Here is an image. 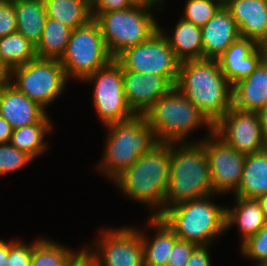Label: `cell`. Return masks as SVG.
Here are the masks:
<instances>
[{
  "label": "cell",
  "instance_id": "cell-1",
  "mask_svg": "<svg viewBox=\"0 0 267 266\" xmlns=\"http://www.w3.org/2000/svg\"><path fill=\"white\" fill-rule=\"evenodd\" d=\"M174 87L214 126L232 107V89L217 59L180 62Z\"/></svg>",
  "mask_w": 267,
  "mask_h": 266
},
{
  "label": "cell",
  "instance_id": "cell-2",
  "mask_svg": "<svg viewBox=\"0 0 267 266\" xmlns=\"http://www.w3.org/2000/svg\"><path fill=\"white\" fill-rule=\"evenodd\" d=\"M170 176V143L156 144L112 181L129 199L147 205L152 217L164 212V198Z\"/></svg>",
  "mask_w": 267,
  "mask_h": 266
},
{
  "label": "cell",
  "instance_id": "cell-3",
  "mask_svg": "<svg viewBox=\"0 0 267 266\" xmlns=\"http://www.w3.org/2000/svg\"><path fill=\"white\" fill-rule=\"evenodd\" d=\"M215 194L204 142L170 143V176L164 211L177 204Z\"/></svg>",
  "mask_w": 267,
  "mask_h": 266
},
{
  "label": "cell",
  "instance_id": "cell-4",
  "mask_svg": "<svg viewBox=\"0 0 267 266\" xmlns=\"http://www.w3.org/2000/svg\"><path fill=\"white\" fill-rule=\"evenodd\" d=\"M104 128L108 133L97 170L111 181L159 143L144 115L110 123Z\"/></svg>",
  "mask_w": 267,
  "mask_h": 266
},
{
  "label": "cell",
  "instance_id": "cell-5",
  "mask_svg": "<svg viewBox=\"0 0 267 266\" xmlns=\"http://www.w3.org/2000/svg\"><path fill=\"white\" fill-rule=\"evenodd\" d=\"M214 195L218 194L177 204L159 217L178 239L212 247L211 243L226 233V206L212 202Z\"/></svg>",
  "mask_w": 267,
  "mask_h": 266
},
{
  "label": "cell",
  "instance_id": "cell-6",
  "mask_svg": "<svg viewBox=\"0 0 267 266\" xmlns=\"http://www.w3.org/2000/svg\"><path fill=\"white\" fill-rule=\"evenodd\" d=\"M158 142L185 143L195 129H208L213 125L200 110L175 87L160 97L144 114Z\"/></svg>",
  "mask_w": 267,
  "mask_h": 266
},
{
  "label": "cell",
  "instance_id": "cell-7",
  "mask_svg": "<svg viewBox=\"0 0 267 266\" xmlns=\"http://www.w3.org/2000/svg\"><path fill=\"white\" fill-rule=\"evenodd\" d=\"M156 5L135 3L132 7L111 12H92L98 22L107 51L113 59L129 47L148 40L159 30L153 15Z\"/></svg>",
  "mask_w": 267,
  "mask_h": 266
},
{
  "label": "cell",
  "instance_id": "cell-8",
  "mask_svg": "<svg viewBox=\"0 0 267 266\" xmlns=\"http://www.w3.org/2000/svg\"><path fill=\"white\" fill-rule=\"evenodd\" d=\"M112 59L100 26L93 18L87 24L72 30L65 53L59 61L68 80L73 78L82 82Z\"/></svg>",
  "mask_w": 267,
  "mask_h": 266
},
{
  "label": "cell",
  "instance_id": "cell-9",
  "mask_svg": "<svg viewBox=\"0 0 267 266\" xmlns=\"http://www.w3.org/2000/svg\"><path fill=\"white\" fill-rule=\"evenodd\" d=\"M68 79L59 60L36 58L12 69L11 84L45 110L63 94Z\"/></svg>",
  "mask_w": 267,
  "mask_h": 266
},
{
  "label": "cell",
  "instance_id": "cell-10",
  "mask_svg": "<svg viewBox=\"0 0 267 266\" xmlns=\"http://www.w3.org/2000/svg\"><path fill=\"white\" fill-rule=\"evenodd\" d=\"M83 82L94 85V110L103 126L125 121L136 115L126 101L122 67L115 59L87 76Z\"/></svg>",
  "mask_w": 267,
  "mask_h": 266
},
{
  "label": "cell",
  "instance_id": "cell-11",
  "mask_svg": "<svg viewBox=\"0 0 267 266\" xmlns=\"http://www.w3.org/2000/svg\"><path fill=\"white\" fill-rule=\"evenodd\" d=\"M115 60L125 70L164 76L173 85L180 67V61L160 30L145 42L127 48Z\"/></svg>",
  "mask_w": 267,
  "mask_h": 266
},
{
  "label": "cell",
  "instance_id": "cell-12",
  "mask_svg": "<svg viewBox=\"0 0 267 266\" xmlns=\"http://www.w3.org/2000/svg\"><path fill=\"white\" fill-rule=\"evenodd\" d=\"M98 236L93 246H84L98 266H145L143 246L136 226L103 228Z\"/></svg>",
  "mask_w": 267,
  "mask_h": 266
},
{
  "label": "cell",
  "instance_id": "cell-13",
  "mask_svg": "<svg viewBox=\"0 0 267 266\" xmlns=\"http://www.w3.org/2000/svg\"><path fill=\"white\" fill-rule=\"evenodd\" d=\"M213 132L226 144L245 155L267 147L256 111H243L232 106L213 126Z\"/></svg>",
  "mask_w": 267,
  "mask_h": 266
},
{
  "label": "cell",
  "instance_id": "cell-14",
  "mask_svg": "<svg viewBox=\"0 0 267 266\" xmlns=\"http://www.w3.org/2000/svg\"><path fill=\"white\" fill-rule=\"evenodd\" d=\"M202 141L209 163L213 192L218 196L235 192L241 182L246 155L226 144L214 132L209 133Z\"/></svg>",
  "mask_w": 267,
  "mask_h": 266
},
{
  "label": "cell",
  "instance_id": "cell-15",
  "mask_svg": "<svg viewBox=\"0 0 267 266\" xmlns=\"http://www.w3.org/2000/svg\"><path fill=\"white\" fill-rule=\"evenodd\" d=\"M123 91L129 107L136 115H143L174 85L164 76L128 71L122 68Z\"/></svg>",
  "mask_w": 267,
  "mask_h": 266
},
{
  "label": "cell",
  "instance_id": "cell-16",
  "mask_svg": "<svg viewBox=\"0 0 267 266\" xmlns=\"http://www.w3.org/2000/svg\"><path fill=\"white\" fill-rule=\"evenodd\" d=\"M266 58L264 45H258L254 40L239 37L217 59L225 78L233 87L239 81L248 77Z\"/></svg>",
  "mask_w": 267,
  "mask_h": 266
},
{
  "label": "cell",
  "instance_id": "cell-17",
  "mask_svg": "<svg viewBox=\"0 0 267 266\" xmlns=\"http://www.w3.org/2000/svg\"><path fill=\"white\" fill-rule=\"evenodd\" d=\"M236 22L240 37L267 43V0H229L225 6Z\"/></svg>",
  "mask_w": 267,
  "mask_h": 266
},
{
  "label": "cell",
  "instance_id": "cell-18",
  "mask_svg": "<svg viewBox=\"0 0 267 266\" xmlns=\"http://www.w3.org/2000/svg\"><path fill=\"white\" fill-rule=\"evenodd\" d=\"M201 31L203 58L209 59H218L240 37L239 28L225 6L201 27Z\"/></svg>",
  "mask_w": 267,
  "mask_h": 266
},
{
  "label": "cell",
  "instance_id": "cell-19",
  "mask_svg": "<svg viewBox=\"0 0 267 266\" xmlns=\"http://www.w3.org/2000/svg\"><path fill=\"white\" fill-rule=\"evenodd\" d=\"M47 110L30 100L12 84L0 92V115L14 129L39 123Z\"/></svg>",
  "mask_w": 267,
  "mask_h": 266
},
{
  "label": "cell",
  "instance_id": "cell-20",
  "mask_svg": "<svg viewBox=\"0 0 267 266\" xmlns=\"http://www.w3.org/2000/svg\"><path fill=\"white\" fill-rule=\"evenodd\" d=\"M232 106L243 111H256L267 106V58L232 89Z\"/></svg>",
  "mask_w": 267,
  "mask_h": 266
},
{
  "label": "cell",
  "instance_id": "cell-21",
  "mask_svg": "<svg viewBox=\"0 0 267 266\" xmlns=\"http://www.w3.org/2000/svg\"><path fill=\"white\" fill-rule=\"evenodd\" d=\"M147 227L153 228L156 232L154 233L155 236L152 235V238L143 230L140 231L138 227L136 228L140 233L143 246L144 265L166 266L173 245L178 240V237L160 217H152L150 215L147 220Z\"/></svg>",
  "mask_w": 267,
  "mask_h": 266
},
{
  "label": "cell",
  "instance_id": "cell-22",
  "mask_svg": "<svg viewBox=\"0 0 267 266\" xmlns=\"http://www.w3.org/2000/svg\"><path fill=\"white\" fill-rule=\"evenodd\" d=\"M234 198V206H226V231L236 225L242 235V244L255 235L265 225L266 220L257 199L236 196Z\"/></svg>",
  "mask_w": 267,
  "mask_h": 266
},
{
  "label": "cell",
  "instance_id": "cell-23",
  "mask_svg": "<svg viewBox=\"0 0 267 266\" xmlns=\"http://www.w3.org/2000/svg\"><path fill=\"white\" fill-rule=\"evenodd\" d=\"M159 30L164 34L180 62L203 59V41L201 27L180 17L171 31V36L159 24Z\"/></svg>",
  "mask_w": 267,
  "mask_h": 266
},
{
  "label": "cell",
  "instance_id": "cell-24",
  "mask_svg": "<svg viewBox=\"0 0 267 266\" xmlns=\"http://www.w3.org/2000/svg\"><path fill=\"white\" fill-rule=\"evenodd\" d=\"M267 194V147L246 155L241 182L234 192L236 197L257 199Z\"/></svg>",
  "mask_w": 267,
  "mask_h": 266
},
{
  "label": "cell",
  "instance_id": "cell-25",
  "mask_svg": "<svg viewBox=\"0 0 267 266\" xmlns=\"http://www.w3.org/2000/svg\"><path fill=\"white\" fill-rule=\"evenodd\" d=\"M14 10L17 32L37 46L47 17L43 0H19L14 2Z\"/></svg>",
  "mask_w": 267,
  "mask_h": 266
},
{
  "label": "cell",
  "instance_id": "cell-26",
  "mask_svg": "<svg viewBox=\"0 0 267 266\" xmlns=\"http://www.w3.org/2000/svg\"><path fill=\"white\" fill-rule=\"evenodd\" d=\"M53 129V123L47 114L39 123L14 129L10 143L35 160L48 149L44 138L47 134L50 135Z\"/></svg>",
  "mask_w": 267,
  "mask_h": 266
},
{
  "label": "cell",
  "instance_id": "cell-27",
  "mask_svg": "<svg viewBox=\"0 0 267 266\" xmlns=\"http://www.w3.org/2000/svg\"><path fill=\"white\" fill-rule=\"evenodd\" d=\"M72 30L60 21L46 17L41 40L36 46L37 57L60 60L65 53Z\"/></svg>",
  "mask_w": 267,
  "mask_h": 266
},
{
  "label": "cell",
  "instance_id": "cell-28",
  "mask_svg": "<svg viewBox=\"0 0 267 266\" xmlns=\"http://www.w3.org/2000/svg\"><path fill=\"white\" fill-rule=\"evenodd\" d=\"M47 17L56 19L71 29L87 24L92 8L81 0H43Z\"/></svg>",
  "mask_w": 267,
  "mask_h": 266
},
{
  "label": "cell",
  "instance_id": "cell-29",
  "mask_svg": "<svg viewBox=\"0 0 267 266\" xmlns=\"http://www.w3.org/2000/svg\"><path fill=\"white\" fill-rule=\"evenodd\" d=\"M37 58L36 46L18 32L0 38V61L11 69Z\"/></svg>",
  "mask_w": 267,
  "mask_h": 266
},
{
  "label": "cell",
  "instance_id": "cell-30",
  "mask_svg": "<svg viewBox=\"0 0 267 266\" xmlns=\"http://www.w3.org/2000/svg\"><path fill=\"white\" fill-rule=\"evenodd\" d=\"M77 253L73 249L57 243L55 240L42 237L33 241L31 266H66Z\"/></svg>",
  "mask_w": 267,
  "mask_h": 266
},
{
  "label": "cell",
  "instance_id": "cell-31",
  "mask_svg": "<svg viewBox=\"0 0 267 266\" xmlns=\"http://www.w3.org/2000/svg\"><path fill=\"white\" fill-rule=\"evenodd\" d=\"M182 19L196 26H204L222 7L212 0H186Z\"/></svg>",
  "mask_w": 267,
  "mask_h": 266
},
{
  "label": "cell",
  "instance_id": "cell-32",
  "mask_svg": "<svg viewBox=\"0 0 267 266\" xmlns=\"http://www.w3.org/2000/svg\"><path fill=\"white\" fill-rule=\"evenodd\" d=\"M240 246L243 256L251 262L254 261L253 266H265L267 264V221L255 235L249 237Z\"/></svg>",
  "mask_w": 267,
  "mask_h": 266
},
{
  "label": "cell",
  "instance_id": "cell-33",
  "mask_svg": "<svg viewBox=\"0 0 267 266\" xmlns=\"http://www.w3.org/2000/svg\"><path fill=\"white\" fill-rule=\"evenodd\" d=\"M33 161L30 155L18 150L10 142L0 143V177L22 170Z\"/></svg>",
  "mask_w": 267,
  "mask_h": 266
},
{
  "label": "cell",
  "instance_id": "cell-34",
  "mask_svg": "<svg viewBox=\"0 0 267 266\" xmlns=\"http://www.w3.org/2000/svg\"><path fill=\"white\" fill-rule=\"evenodd\" d=\"M33 242L26 244L20 239L9 241V254L7 266H31Z\"/></svg>",
  "mask_w": 267,
  "mask_h": 266
},
{
  "label": "cell",
  "instance_id": "cell-35",
  "mask_svg": "<svg viewBox=\"0 0 267 266\" xmlns=\"http://www.w3.org/2000/svg\"><path fill=\"white\" fill-rule=\"evenodd\" d=\"M198 245L178 239L172 248L166 266H186L192 252Z\"/></svg>",
  "mask_w": 267,
  "mask_h": 266
},
{
  "label": "cell",
  "instance_id": "cell-36",
  "mask_svg": "<svg viewBox=\"0 0 267 266\" xmlns=\"http://www.w3.org/2000/svg\"><path fill=\"white\" fill-rule=\"evenodd\" d=\"M17 32L14 3L0 1V38Z\"/></svg>",
  "mask_w": 267,
  "mask_h": 266
},
{
  "label": "cell",
  "instance_id": "cell-37",
  "mask_svg": "<svg viewBox=\"0 0 267 266\" xmlns=\"http://www.w3.org/2000/svg\"><path fill=\"white\" fill-rule=\"evenodd\" d=\"M135 3L134 0H97L92 12H111L128 9Z\"/></svg>",
  "mask_w": 267,
  "mask_h": 266
},
{
  "label": "cell",
  "instance_id": "cell-38",
  "mask_svg": "<svg viewBox=\"0 0 267 266\" xmlns=\"http://www.w3.org/2000/svg\"><path fill=\"white\" fill-rule=\"evenodd\" d=\"M210 245H198L192 252L186 266H211Z\"/></svg>",
  "mask_w": 267,
  "mask_h": 266
},
{
  "label": "cell",
  "instance_id": "cell-39",
  "mask_svg": "<svg viewBox=\"0 0 267 266\" xmlns=\"http://www.w3.org/2000/svg\"><path fill=\"white\" fill-rule=\"evenodd\" d=\"M80 250V251H79ZM78 252L70 259L66 266H98L95 258L83 246L79 248Z\"/></svg>",
  "mask_w": 267,
  "mask_h": 266
},
{
  "label": "cell",
  "instance_id": "cell-40",
  "mask_svg": "<svg viewBox=\"0 0 267 266\" xmlns=\"http://www.w3.org/2000/svg\"><path fill=\"white\" fill-rule=\"evenodd\" d=\"M12 69L0 61V92L11 85Z\"/></svg>",
  "mask_w": 267,
  "mask_h": 266
},
{
  "label": "cell",
  "instance_id": "cell-41",
  "mask_svg": "<svg viewBox=\"0 0 267 266\" xmlns=\"http://www.w3.org/2000/svg\"><path fill=\"white\" fill-rule=\"evenodd\" d=\"M12 133L13 128L7 120L0 115V143L10 142Z\"/></svg>",
  "mask_w": 267,
  "mask_h": 266
},
{
  "label": "cell",
  "instance_id": "cell-42",
  "mask_svg": "<svg viewBox=\"0 0 267 266\" xmlns=\"http://www.w3.org/2000/svg\"><path fill=\"white\" fill-rule=\"evenodd\" d=\"M9 254V241L0 239V266H7Z\"/></svg>",
  "mask_w": 267,
  "mask_h": 266
},
{
  "label": "cell",
  "instance_id": "cell-43",
  "mask_svg": "<svg viewBox=\"0 0 267 266\" xmlns=\"http://www.w3.org/2000/svg\"><path fill=\"white\" fill-rule=\"evenodd\" d=\"M260 122L262 126V132L267 140V106L258 111Z\"/></svg>",
  "mask_w": 267,
  "mask_h": 266
},
{
  "label": "cell",
  "instance_id": "cell-44",
  "mask_svg": "<svg viewBox=\"0 0 267 266\" xmlns=\"http://www.w3.org/2000/svg\"><path fill=\"white\" fill-rule=\"evenodd\" d=\"M260 203L262 212L264 214L265 220L267 221V194H263L257 198Z\"/></svg>",
  "mask_w": 267,
  "mask_h": 266
},
{
  "label": "cell",
  "instance_id": "cell-45",
  "mask_svg": "<svg viewBox=\"0 0 267 266\" xmlns=\"http://www.w3.org/2000/svg\"><path fill=\"white\" fill-rule=\"evenodd\" d=\"M164 2H165L164 0H148V5H156L157 9L159 7V10L160 9L162 10V8L164 6Z\"/></svg>",
  "mask_w": 267,
  "mask_h": 266
},
{
  "label": "cell",
  "instance_id": "cell-46",
  "mask_svg": "<svg viewBox=\"0 0 267 266\" xmlns=\"http://www.w3.org/2000/svg\"><path fill=\"white\" fill-rule=\"evenodd\" d=\"M83 2H85L88 6H90L91 8L94 7V5L96 4L97 0H81Z\"/></svg>",
  "mask_w": 267,
  "mask_h": 266
},
{
  "label": "cell",
  "instance_id": "cell-47",
  "mask_svg": "<svg viewBox=\"0 0 267 266\" xmlns=\"http://www.w3.org/2000/svg\"><path fill=\"white\" fill-rule=\"evenodd\" d=\"M219 3L221 6H226L229 0H212Z\"/></svg>",
  "mask_w": 267,
  "mask_h": 266
},
{
  "label": "cell",
  "instance_id": "cell-48",
  "mask_svg": "<svg viewBox=\"0 0 267 266\" xmlns=\"http://www.w3.org/2000/svg\"><path fill=\"white\" fill-rule=\"evenodd\" d=\"M136 3H143L148 5V0H134Z\"/></svg>",
  "mask_w": 267,
  "mask_h": 266
},
{
  "label": "cell",
  "instance_id": "cell-49",
  "mask_svg": "<svg viewBox=\"0 0 267 266\" xmlns=\"http://www.w3.org/2000/svg\"><path fill=\"white\" fill-rule=\"evenodd\" d=\"M0 1H6V2H12V3H14V2H17L19 0H0Z\"/></svg>",
  "mask_w": 267,
  "mask_h": 266
},
{
  "label": "cell",
  "instance_id": "cell-50",
  "mask_svg": "<svg viewBox=\"0 0 267 266\" xmlns=\"http://www.w3.org/2000/svg\"><path fill=\"white\" fill-rule=\"evenodd\" d=\"M266 49V58H267V43L264 45Z\"/></svg>",
  "mask_w": 267,
  "mask_h": 266
}]
</instances>
